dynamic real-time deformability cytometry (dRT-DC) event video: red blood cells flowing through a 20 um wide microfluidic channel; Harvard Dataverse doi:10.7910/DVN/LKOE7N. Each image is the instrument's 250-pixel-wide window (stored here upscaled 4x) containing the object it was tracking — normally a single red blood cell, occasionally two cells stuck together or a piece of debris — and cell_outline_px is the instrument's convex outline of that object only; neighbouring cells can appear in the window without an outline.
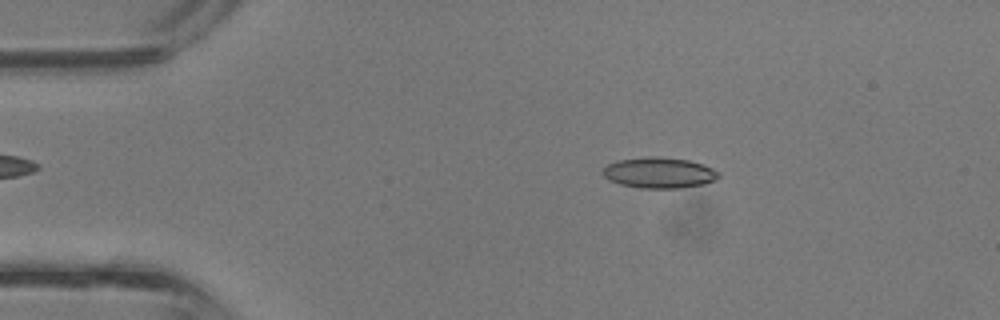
{"species": "common noctule bat (a hibernating species)", "species_latin": "Nyctalus noctula", "temperature_condition": "room temperature", "stored_images_in_passage": 37, "camera_frame_rate_fps": 3000, "um_per_image_px": 0.085, "animal": {"sex": "male", "body_mass_g": 13.3}, "frame": {"image": 1, "passage_image": 6, "time_ms": 1.667, "image_size_px": [1000, 320], "cell_outline_px": [[720, 176], [716, 180], [704, 184], [680, 188], [640, 188], [620, 184], [608, 180], [604, 176], [604, 168], [608, 164], [620, 160], [648, 156], [656, 156], [688, 160], [704, 164], [720, 172]], "centroid_in_image_um": [56.07, 14.69], "position_along_channel_um": 28.9, "area_um2": 20.81}}
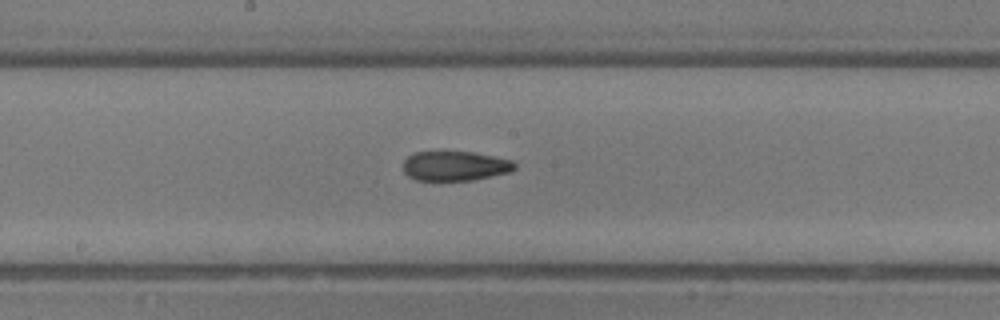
{"frame": {"image": 2, "passage_image": 19, "time_ms": 6.0, "image_size_px": [1000, 320], "cell_outline_px": [[516, 168], [512, 172], [472, 180], [416, 180], [408, 176], [404, 172], [404, 160], [408, 156], [416, 152], [476, 152], [512, 160], [516, 164]], "centroid_in_image_um": [38.72, 14.1], "position_along_channel_um": 209.5, "area_um2": 19.31}}
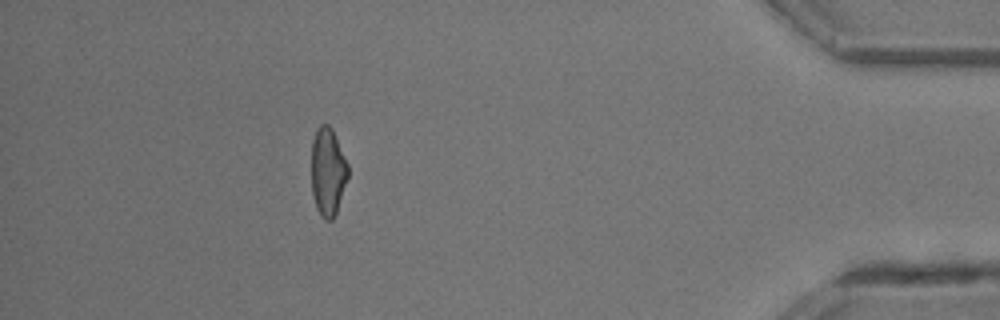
{"frame": {"image": 3, "passage_image": 33, "time_ms": 10.667, "image_size_px": [1000, 320], "cell_outline_px": [[348, 176], [336, 212], [332, 220], [324, 220], [320, 216], [316, 208], [312, 192], [312, 140], [316, 128], [320, 124], [328, 124], [332, 128], [348, 164]], "centroid_in_image_um": [27.85, 14.58], "position_along_channel_um": 407.3, "area_um2": 18.79}}